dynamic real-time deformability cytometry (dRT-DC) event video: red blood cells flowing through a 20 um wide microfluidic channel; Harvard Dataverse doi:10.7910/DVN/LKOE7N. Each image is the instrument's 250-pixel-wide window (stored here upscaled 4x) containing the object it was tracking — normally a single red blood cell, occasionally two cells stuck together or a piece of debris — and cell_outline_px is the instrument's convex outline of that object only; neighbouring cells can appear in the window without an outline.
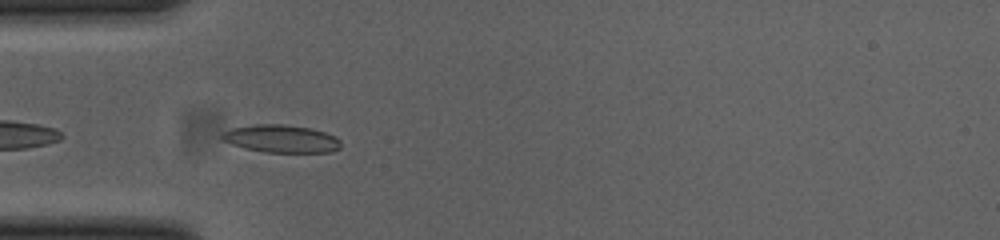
{"species": "common noctule bat (a hibernating species)", "species_latin": "Nyctalus noctula", "temperature_condition": "cold", "stored_images_in_passage": 34, "camera_frame_rate_fps": 3000, "um_per_image_px": 0.085, "animal": {"sex": "female", "body_mass_g": 23.0, "forearm_length_mm": 53.4}, "frame": {"image": 1, "passage_image": 2, "time_ms": 0.333, "image_size_px": [1000, 240], "cell_outline_px": [[340, 148], [332, 152], [264, 152], [244, 148], [232, 144], [224, 140], [220, 136], [224, 132], [232, 128], [252, 124], [284, 124], [308, 128], [324, 132], [336, 136], [340, 140]], "centroid_in_image_um": [23.91, 11.79], "position_along_channel_um": 61.1, "area_um2": 19.13}}
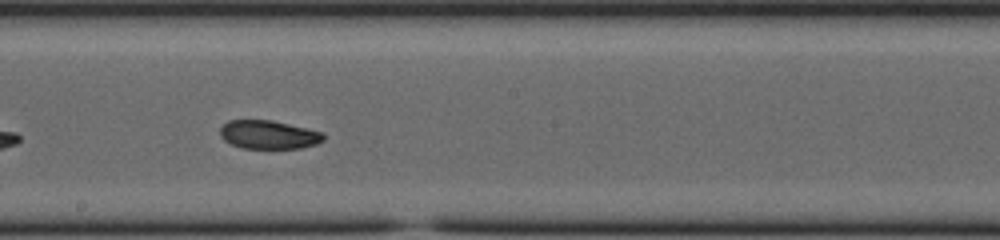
{"frame": {"image": 2, "passage_image": 15, "time_ms": 4.667, "image_size_px": [1000, 240], "cell_outline_px": [[324, 140], [316, 144], [300, 148], [240, 148], [224, 140], [220, 136], [220, 128], [228, 120], [272, 120], [308, 128], [324, 132]], "centroid_in_image_um": [22.84, 11.44], "position_along_channel_um": 225.4, "area_um2": 17.28}}
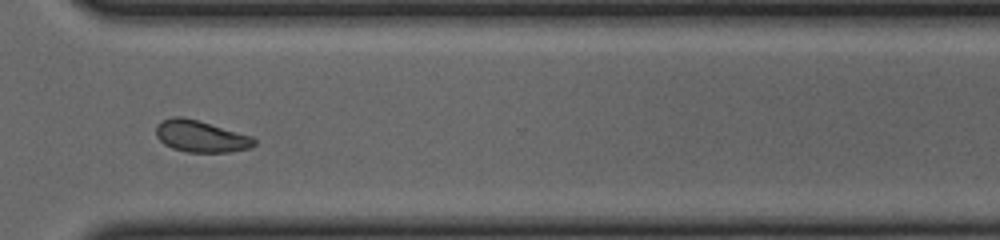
{"frame": {"image": 3, "passage_image": 25, "time_ms": 8.0, "image_size_px": [1000, 240], "cell_outline_px": [[256, 144], [252, 148], [228, 152], [188, 152], [172, 148], [164, 144], [156, 136], [156, 124], [160, 120], [172, 116], [180, 116], [196, 120], [252, 136], [256, 140]], "centroid_in_image_um": [17.05, 11.59], "position_along_channel_um": 353.6, "area_um2": 18.15}, "authors_computed_cell_mechanics": {"area_um2": 18.2937, "velocity_mm_per_s": 3.8385, "shape_relaxation_time_tau1_ms": null, "shape_relaxation_time_tau2_ms": 4.23, "deformation_change_tau1": null, "deformation_change_tau2": 0.0843}}